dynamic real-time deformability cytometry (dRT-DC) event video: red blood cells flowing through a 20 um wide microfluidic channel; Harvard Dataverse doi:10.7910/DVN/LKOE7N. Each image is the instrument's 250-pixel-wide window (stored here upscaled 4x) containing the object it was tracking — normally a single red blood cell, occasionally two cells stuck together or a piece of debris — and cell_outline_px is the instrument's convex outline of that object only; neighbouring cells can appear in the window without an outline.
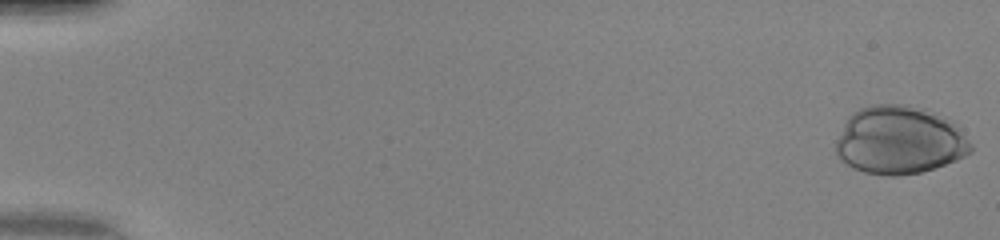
{"species": "human", "species_latin": "Homo sapiens", "temperature_condition": "warm", "stored_images_in_passage": 42, "camera_frame_rate_fps": 3000, "um_per_image_px": 0.085, "donor": {"sex": "female"}, "frame": {"image": 1, "passage_image": 1, "time_ms": 0.0, "image_size_px": [1000, 240], "cell_outline_px": [[972, 152], [956, 160], [920, 172], [896, 176], [888, 176], [864, 172], [852, 168], [840, 160], [836, 156], [836, 140], [848, 116], [852, 112], [860, 108], [872, 104], [908, 104], [924, 108], [944, 116], [952, 120], [972, 144]], "centroid_in_image_um": [76.44, 11.9], "position_along_channel_um": 8.6, "area_um2": 53.93}}
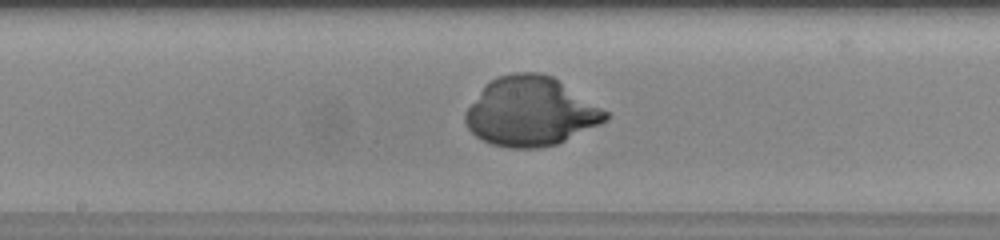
{"frame": {"image": 2, "passage_image": 28, "time_ms": 9.0, "image_size_px": [1000, 240], "cell_outline_px": [[608, 120], [600, 124], [556, 144], [536, 148], [508, 148], [492, 144], [480, 140], [468, 128], [464, 120], [464, 112], [484, 84], [500, 76], [512, 72], [540, 72], [552, 76], [608, 112]], "centroid_in_image_um": [45.06, 9.48], "position_along_channel_um": 203.1, "area_um2": 56.24}}
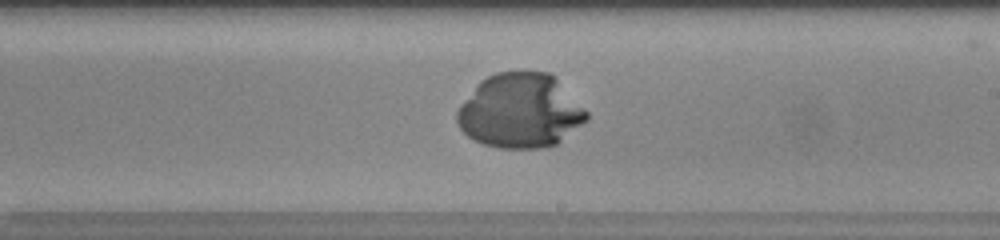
{"frame": {"image": 3, "passage_image": 31, "time_ms": 10.0, "image_size_px": [1000, 240], "cell_outline_px": [[588, 120], [556, 144], [544, 148], [496, 148], [472, 140], [460, 128], [456, 120], [456, 112], [480, 80], [496, 72], [548, 72], [556, 76], [588, 112]], "centroid_in_image_um": [44.23, 9.43], "position_along_channel_um": 244.8, "area_um2": 56.18}}